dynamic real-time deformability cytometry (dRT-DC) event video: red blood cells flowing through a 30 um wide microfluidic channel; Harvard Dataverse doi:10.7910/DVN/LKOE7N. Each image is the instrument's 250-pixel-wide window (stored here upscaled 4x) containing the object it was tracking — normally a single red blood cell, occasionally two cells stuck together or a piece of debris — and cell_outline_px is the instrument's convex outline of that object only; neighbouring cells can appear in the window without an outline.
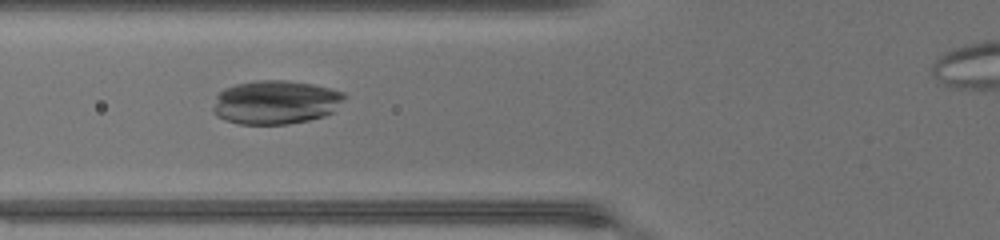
{"species": "common noctule bat (a hibernating species)", "species_latin": "Nyctalus noctula", "temperature_condition": "warm", "stored_images_in_passage": 41, "camera_frame_rate_fps": 3000, "um_per_image_px": 0.085, "animal": {"sex": "female", "body_mass_g": 17.0, "forearm_length_mm": 48.0}, "frame": {"image": 1, "passage_image": 15, "time_ms": 4.667, "image_size_px": [1000, 240], "cell_outline_px": [[348, 96], [332, 112], [324, 116], [308, 120], [288, 124], [240, 124], [224, 120], [216, 116], [212, 112], [212, 108], [216, 96], [224, 88], [236, 84], [256, 80], [288, 80], [312, 84], [332, 88], [344, 92]], "centroid_in_image_um": [23.42, 8.69], "position_along_channel_um": 102.4, "area_um2": 33.87}}
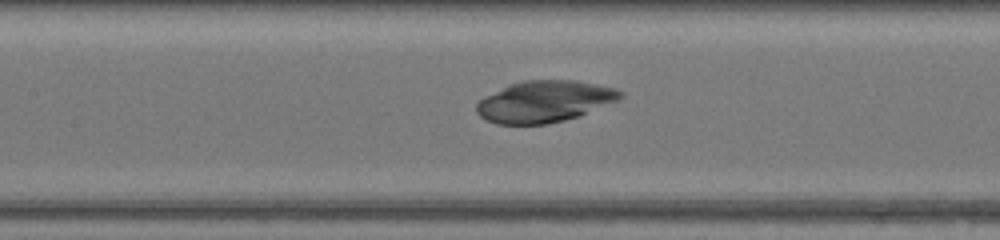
{"frame": {"image": 2, "passage_image": 19, "time_ms": 6.0, "image_size_px": [1000, 240], "cell_outline_px": [[624, 96], [616, 100], [576, 116], [564, 120], [548, 124], [496, 124], [484, 120], [476, 112], [476, 104], [484, 96], [512, 84], [524, 80], [576, 80], [616, 88], [624, 92]], "centroid_in_image_um": [46.24, 8.62], "position_along_channel_um": 161.2, "area_um2": 34.45}}
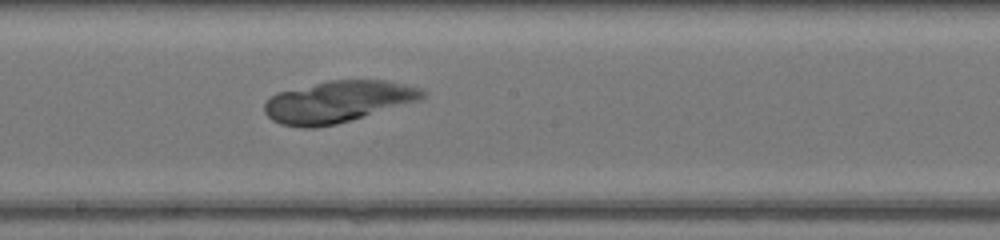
{"frame": {"image": 3, "passage_image": 23, "time_ms": 7.333, "image_size_px": [1000, 240], "cell_outline_px": [[428, 92], [424, 96], [416, 100], [336, 124], [316, 128], [304, 128], [280, 124], [272, 120], [264, 112], [264, 104], [276, 92], [328, 80], [384, 80], [404, 84], [420, 88]], "centroid_in_image_um": [28.64, 8.64], "position_along_channel_um": 219.6, "area_um2": 37.86}}